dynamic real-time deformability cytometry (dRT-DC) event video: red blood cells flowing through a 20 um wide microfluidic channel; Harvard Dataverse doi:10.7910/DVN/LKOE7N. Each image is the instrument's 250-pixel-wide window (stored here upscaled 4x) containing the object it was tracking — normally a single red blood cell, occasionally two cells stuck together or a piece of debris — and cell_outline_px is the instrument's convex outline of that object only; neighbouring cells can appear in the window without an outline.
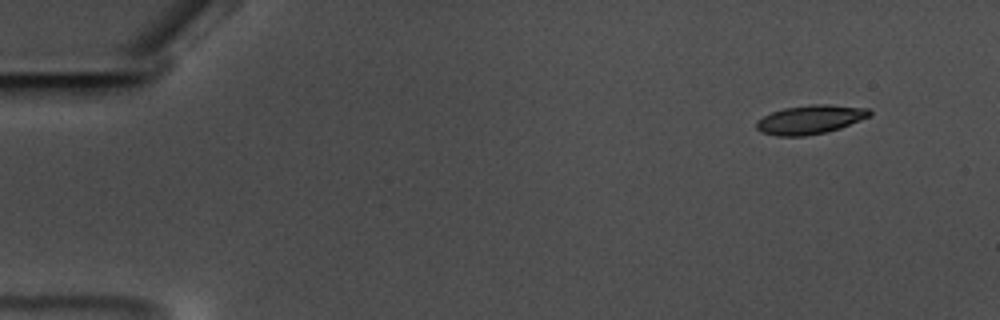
{"species": "common noctule bat (a hibernating species)", "species_latin": "Nyctalus noctula", "temperature_condition": "warm", "stored_images_in_passage": 14, "camera_frame_rate_fps": 3000, "um_per_image_px": 0.085, "animal": {"sex": "male", "body_mass_g": 17.5, "forearm_length_mm": 52.3}, "frame": {"image": 1, "passage_image": 5, "time_ms": 1.333, "image_size_px": [1000, 320], "cell_outline_px": [[872, 116], [840, 128], [824, 132], [804, 136], [776, 136], [760, 132], [756, 128], [756, 120], [772, 112], [784, 108], [808, 104], [828, 104], [868, 108], [872, 112]], "centroid_in_image_um": [68.87, 10.15], "position_along_channel_um": 16.1, "area_um2": 19.19}}